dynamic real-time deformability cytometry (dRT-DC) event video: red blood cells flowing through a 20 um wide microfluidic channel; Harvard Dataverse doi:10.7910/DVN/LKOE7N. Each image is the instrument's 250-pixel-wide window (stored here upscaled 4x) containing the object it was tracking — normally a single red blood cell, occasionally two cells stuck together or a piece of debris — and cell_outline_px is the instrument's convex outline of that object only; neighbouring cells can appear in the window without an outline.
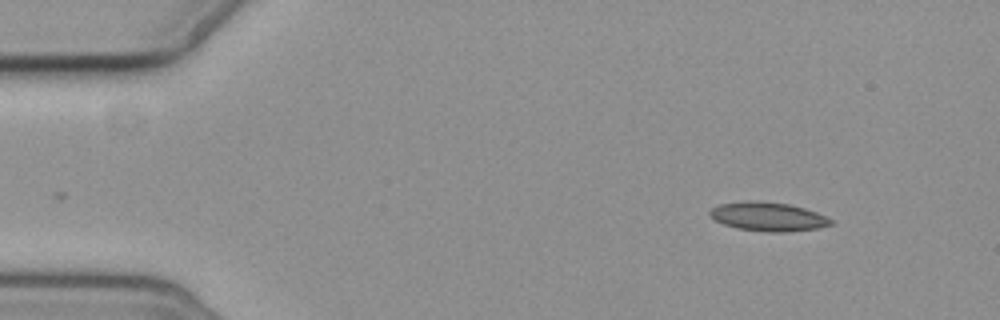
{"species": "common noctule bat (a hibernating species)", "species_latin": "Nyctalus noctula", "temperature_condition": "cold", "stored_images_in_passage": 4, "camera_frame_rate_fps": 3000, "um_per_image_px": 0.085, "animal": {"sex": "female", "body_mass_g": 19.3, "forearm_length_mm": 54.1}, "frame": {"image": 1, "passage_image": 4, "time_ms": 3.333, "image_size_px": [1000, 320], "cell_outline_px": [[836, 224], [820, 228], [788, 232], [768, 232], [736, 228], [712, 220], [708, 216], [708, 212], [712, 208], [720, 204], [748, 200], [752, 200], [788, 204], [804, 208], [816, 212], [832, 220]], "centroid_in_image_um": [65.27, 18.42], "position_along_channel_um": 19.7, "area_um2": 20.58}}